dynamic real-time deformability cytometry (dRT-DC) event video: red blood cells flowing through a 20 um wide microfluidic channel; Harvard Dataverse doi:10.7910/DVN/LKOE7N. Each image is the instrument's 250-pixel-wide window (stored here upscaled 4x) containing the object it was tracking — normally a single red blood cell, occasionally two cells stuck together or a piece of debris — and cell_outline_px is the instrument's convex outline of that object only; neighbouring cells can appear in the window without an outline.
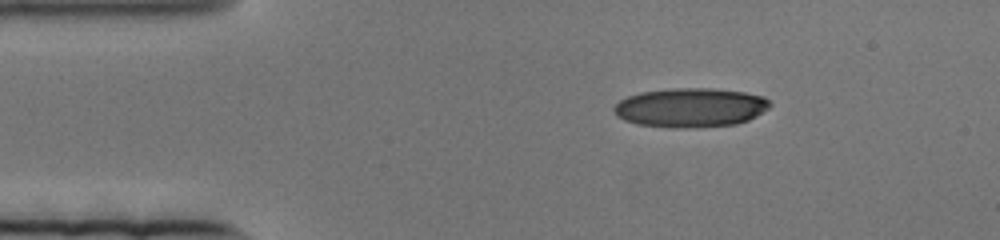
{"species": "human", "species_latin": "Homo sapiens", "temperature_condition": "cold", "stored_images_in_passage": 70, "camera_frame_rate_fps": 3000, "um_per_image_px": 0.085, "donor": {"sex": "female"}, "frame": {"image": 1, "passage_image": 1, "time_ms": 0.0, "image_size_px": [1000, 240], "cell_outline_px": [[772, 104], [768, 108], [756, 116], [748, 120], [736, 124], [684, 128], [680, 128], [636, 124], [624, 120], [616, 116], [612, 108], [620, 100], [628, 96], [640, 92], [672, 88], [712, 88], [744, 92], [764, 96]], "centroid_in_image_um": [58.68, 9.14], "position_along_channel_um": 26.3, "area_um2": 35.66}}
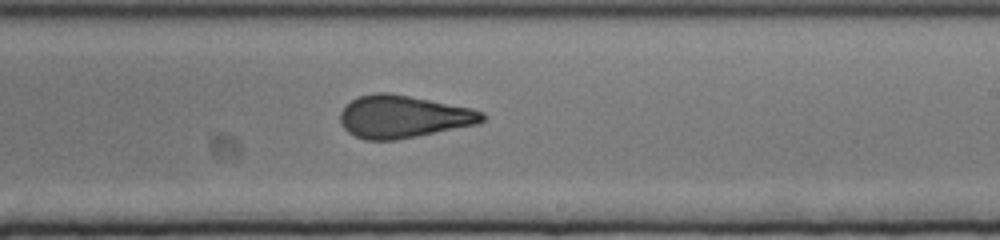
{"frame": {"image": 2, "passage_image": 36, "time_ms": 11.667, "image_size_px": [1000, 240], "cell_outline_px": [[488, 116], [484, 120], [476, 124], [396, 140], [364, 140], [348, 132], [340, 124], [340, 112], [344, 104], [360, 96], [376, 92], [388, 92], [472, 108], [484, 112]], "centroid_in_image_um": [34.25, 9.91], "position_along_channel_um": 254.8, "area_um2": 35.2}}
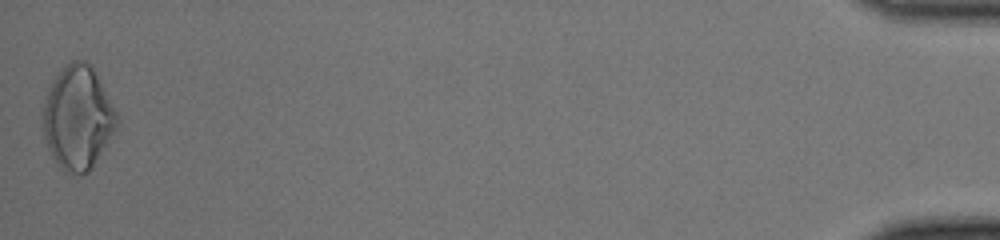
{"frame": {"image": 3, "passage_image": 70, "time_ms": 23.0, "image_size_px": [1000, 240], "cell_outline_px": [[120, 120], [116, 132], [92, 168], [84, 176], [80, 176], [64, 172], [56, 164], [48, 148], [44, 136], [44, 104], [48, 88], [64, 64], [72, 60], [84, 60], [92, 68], [116, 112]], "centroid_in_image_um": [6.63, 10.07], "position_along_channel_um": 428.6, "area_um2": 44.62}}